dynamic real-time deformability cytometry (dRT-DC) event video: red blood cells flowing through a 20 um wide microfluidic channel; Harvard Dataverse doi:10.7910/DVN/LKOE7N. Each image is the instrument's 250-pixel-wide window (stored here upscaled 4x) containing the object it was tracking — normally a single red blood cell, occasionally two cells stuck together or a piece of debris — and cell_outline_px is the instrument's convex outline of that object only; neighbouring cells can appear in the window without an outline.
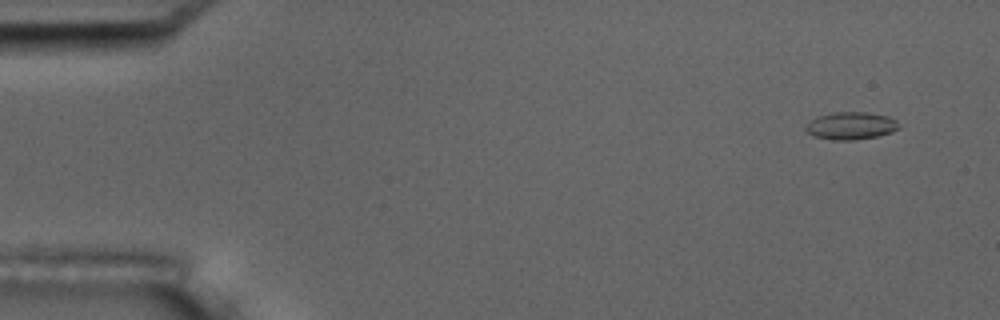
{"species": "common noctule bat (a hibernating species)", "species_latin": "Nyctalus noctula", "temperature_condition": "room temperature", "stored_images_in_passage": 9, "camera_frame_rate_fps": 3000, "um_per_image_px": 0.085, "animal": {"sex": "male", "body_mass_g": 17.5, "forearm_length_mm": 52.3}, "frame": {"image": 1, "passage_image": 1, "time_ms": 0.0, "image_size_px": [1000, 320], "cell_outline_px": [[900, 128], [892, 132], [876, 136], [856, 140], [832, 140], [812, 136], [804, 128], [816, 116], [832, 112], [868, 112], [888, 116], [896, 120]], "centroid_in_image_um": [72.32, 10.69], "position_along_channel_um": 12.7, "area_um2": 15.03}}
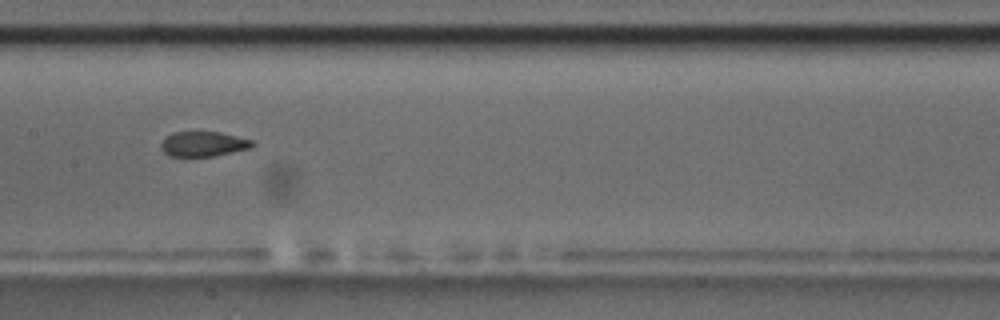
{"frame": {"image": 2, "passage_image": 8, "time_ms": 8.0, "image_size_px": [1000, 320], "cell_outline_px": [[256, 144], [252, 148], [212, 156], [168, 156], [160, 148], [160, 144], [172, 132], [220, 132], [252, 140]], "centroid_in_image_um": [17.3, 12.24], "position_along_channel_um": 190.1, "area_um2": 13.24}}